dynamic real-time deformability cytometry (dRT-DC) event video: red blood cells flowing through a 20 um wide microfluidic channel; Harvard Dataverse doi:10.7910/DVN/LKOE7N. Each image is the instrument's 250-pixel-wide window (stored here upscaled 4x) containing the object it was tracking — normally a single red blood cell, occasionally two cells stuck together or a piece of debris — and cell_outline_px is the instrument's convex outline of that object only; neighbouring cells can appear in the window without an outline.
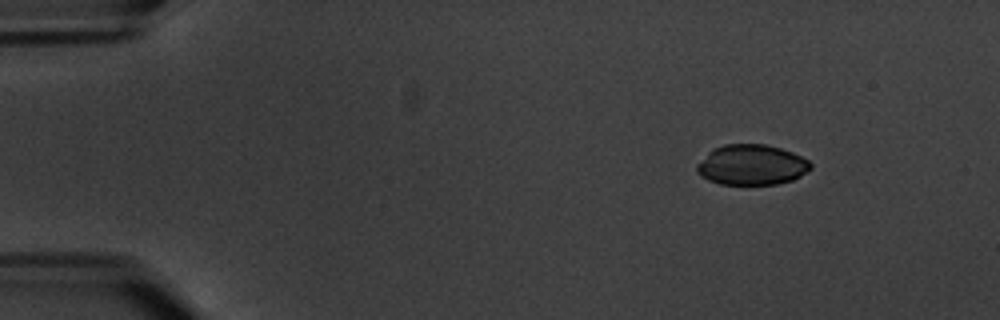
{"species": "common noctule bat (a hibernating species)", "species_latin": "Nyctalus noctula", "temperature_condition": "warm", "stored_images_in_passage": 6, "camera_frame_rate_fps": 3000, "um_per_image_px": 0.085, "animal": {"sex": "male", "body_mass_g": 20.1, "forearm_length_mm": 53.5}, "frame": {"image": 1, "passage_image": 3, "time_ms": 2.333, "image_size_px": [1000, 320], "cell_outline_px": [[812, 168], [800, 176], [792, 180], [776, 184], [720, 184], [708, 180], [700, 176], [696, 172], [696, 164], [712, 148], [724, 144], [764, 144], [780, 148], [792, 152], [808, 160], [812, 164]], "centroid_in_image_um": [63.86, 14.01], "position_along_channel_um": 21.1, "area_um2": 26.88}}
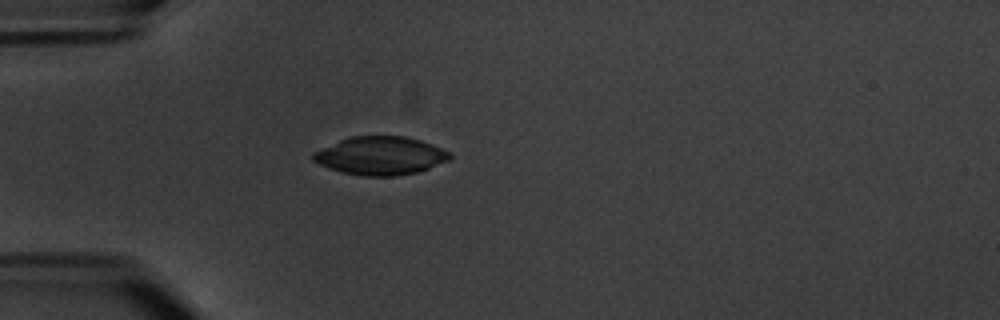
{"frame": {"image": 2, "passage_image": 5, "time_ms": 5.667, "image_size_px": [1000, 320], "cell_outline_px": [[452, 156], [448, 160], [428, 168], [416, 172], [396, 176], [360, 176], [340, 172], [328, 168], [312, 160], [312, 152], [340, 140], [352, 136], [404, 136], [420, 140], [432, 144], [448, 152]], "centroid_in_image_um": [32.29, 13.24], "position_along_channel_um": 52.7, "area_um2": 30.35}}